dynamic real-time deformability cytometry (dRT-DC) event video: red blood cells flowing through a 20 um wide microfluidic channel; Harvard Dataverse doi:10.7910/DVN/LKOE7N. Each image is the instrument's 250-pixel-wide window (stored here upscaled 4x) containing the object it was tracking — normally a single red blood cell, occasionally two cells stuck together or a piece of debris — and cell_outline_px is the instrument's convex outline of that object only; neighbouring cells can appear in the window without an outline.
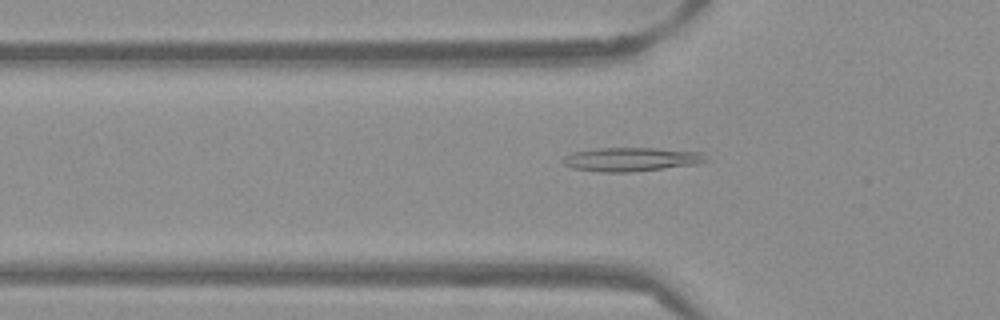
{"species": "Egyptian fruit bat (a non-hibernating species)", "species_latin": "Rousettus aegyptiacus", "temperature_condition": "warm", "stored_images_in_passage": 43, "camera_frame_rate_fps": 3000, "um_per_image_px": 0.085, "frame": {"image": 1, "passage_image": 8, "time_ms": 2.333, "image_size_px": [1000, 320], "cell_outline_px": [[708, 160], [700, 164], [628, 172], [600, 172], [572, 168], [564, 164], [560, 160], [564, 156], [572, 152], [596, 148], [656, 148], [704, 152]], "centroid_in_image_um": [53.66, 13.54], "position_along_channel_um": 72.1, "area_um2": 20.06}}
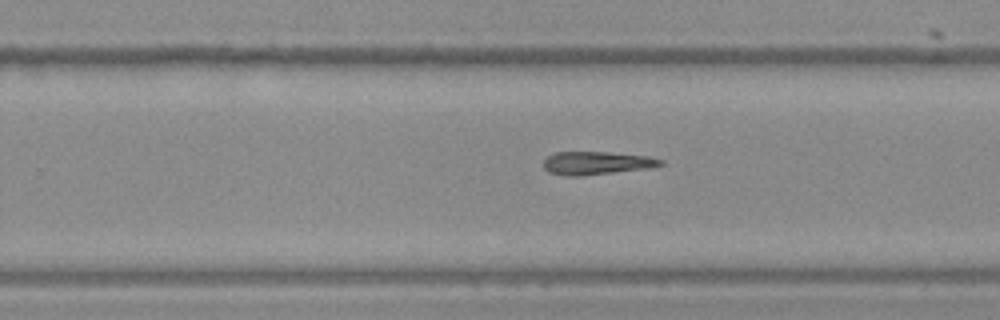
{"frame": {"image": 2, "passage_image": 24, "time_ms": 7.667, "image_size_px": [1000, 320], "cell_outline_px": [[664, 164], [648, 168], [580, 176], [564, 176], [548, 172], [544, 168], [544, 160], [552, 152], [608, 152], [648, 156], [664, 160]], "centroid_in_image_um": [50.68, 13.85], "position_along_channel_um": 279.1, "area_um2": 15.78}}
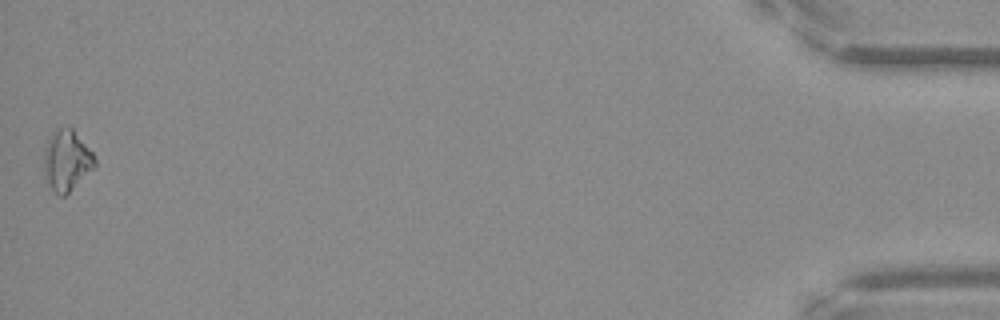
{"frame": {"image": 3, "passage_image": 43, "time_ms": 14.0, "image_size_px": [1000, 320], "cell_outline_px": [[96, 164], [64, 196], [60, 196], [52, 188], [44, 176], [44, 148], [48, 140], [56, 128], [72, 128], [92, 152], [96, 160]], "centroid_in_image_um": [5.64, 13.62], "position_along_channel_um": 429.6, "area_um2": 17.46}}